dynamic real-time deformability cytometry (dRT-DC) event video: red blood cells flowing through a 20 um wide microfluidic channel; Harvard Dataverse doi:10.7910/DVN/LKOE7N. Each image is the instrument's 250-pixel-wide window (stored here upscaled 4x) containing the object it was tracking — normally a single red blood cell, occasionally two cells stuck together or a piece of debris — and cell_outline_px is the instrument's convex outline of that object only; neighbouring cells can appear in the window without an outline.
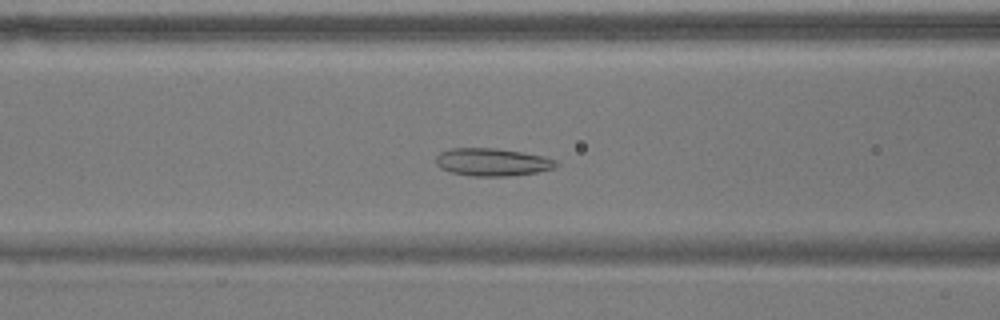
{"species": "common noctule bat (a hibernating species)", "species_latin": "Nyctalus noctula", "temperature_condition": "warm", "stored_images_in_passage": 55, "camera_frame_rate_fps": 3000, "um_per_image_px": 0.085, "animal": {"sex": "male", "body_mass_g": 17.9}, "frame": {"image": 1, "passage_image": 22, "time_ms": 7.0, "image_size_px": [1000, 320], "cell_outline_px": [[560, 164], [552, 168], [536, 172], [508, 176], [468, 176], [452, 172], [440, 168], [436, 164], [436, 156], [440, 152], [452, 148], [496, 148], [544, 156], [556, 160]], "centroid_in_image_um": [41.82, 13.78], "position_along_channel_um": 124.8, "area_um2": 19.36}}
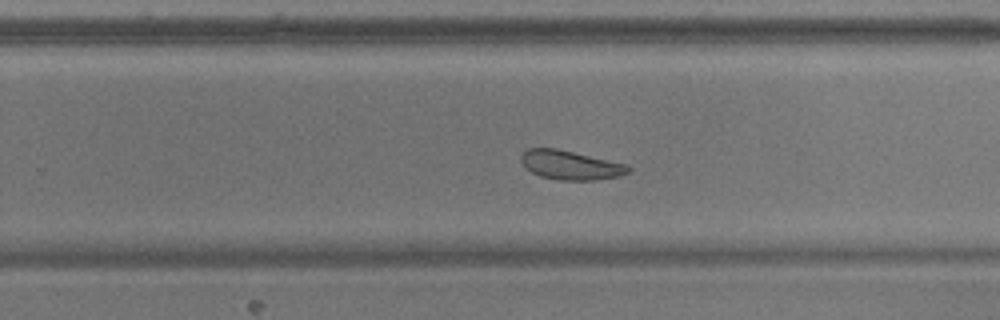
{"frame": {"image": 2, "passage_image": 35, "time_ms": 11.333, "image_size_px": [1000, 320], "cell_outline_px": [[632, 168], [628, 172], [620, 176], [592, 180], [560, 180], [540, 176], [524, 168], [520, 160], [520, 156], [528, 148], [556, 148], [624, 164]], "centroid_in_image_um": [48.43, 14.03], "position_along_channel_um": 281.4, "area_um2": 17.98}}
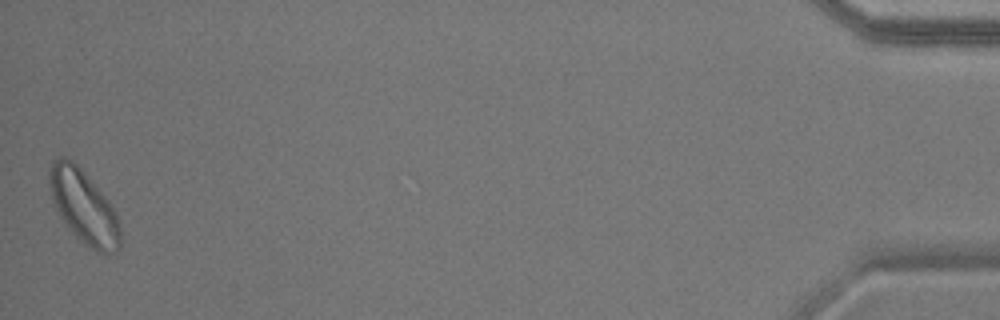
{"frame": {"image": 3, "passage_image": 55, "time_ms": 18.0, "image_size_px": [1000, 320], "cell_outline_px": [[120, 248], [116, 252], [104, 256], [96, 252], [84, 244], [72, 232], [60, 216], [52, 204], [48, 180], [48, 168], [60, 156], [68, 156], [84, 172], [112, 204], [116, 212], [120, 224]], "centroid_in_image_um": [7.12, 17.6], "position_along_channel_um": 428.1, "area_um2": 30.81}, "authors_computed_cell_mechanics": {"area_um2": 22.831, "velocity_mm_per_s": 3.625, "shape_relaxation_time_tau1_ms": null, "shape_relaxation_time_tau2_ms": 2.7727, "deformation_change_tau1": null, "deformation_change_tau2": 0.0865}}